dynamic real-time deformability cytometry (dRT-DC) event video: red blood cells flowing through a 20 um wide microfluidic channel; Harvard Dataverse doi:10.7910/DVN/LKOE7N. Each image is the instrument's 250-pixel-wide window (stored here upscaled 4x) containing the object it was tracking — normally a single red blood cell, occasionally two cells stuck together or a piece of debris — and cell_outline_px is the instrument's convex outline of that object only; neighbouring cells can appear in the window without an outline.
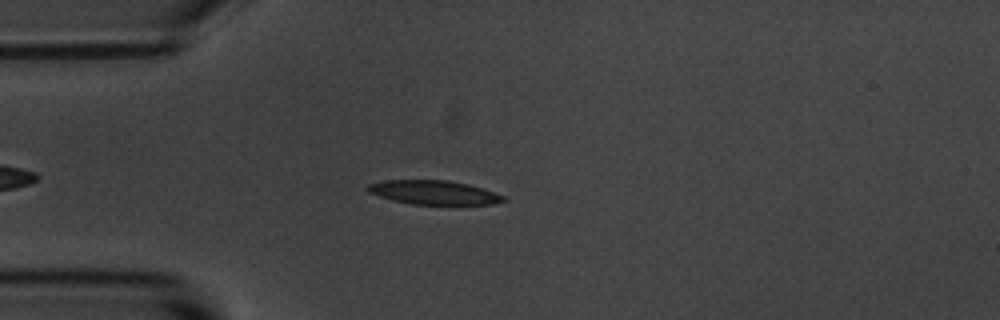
{"species": "common noctule bat (a hibernating species)", "species_latin": "Nyctalus noctula", "temperature_condition": "room temperature", "stored_images_in_passage": 3, "camera_frame_rate_fps": 3000, "um_per_image_px": 0.085, "animal": {"sex": "male", "body_mass_g": 20.1, "forearm_length_mm": 53.5}, "frame": {"image": 1, "passage_image": 3, "time_ms": 2.333, "image_size_px": [1000, 320], "cell_outline_px": [[508, 200], [492, 204], [412, 204], [392, 200], [368, 192], [364, 188], [368, 184], [384, 180], [448, 180], [468, 184], [504, 196]], "centroid_in_image_um": [36.82, 16.35], "position_along_channel_um": 48.2, "area_um2": 18.84}}